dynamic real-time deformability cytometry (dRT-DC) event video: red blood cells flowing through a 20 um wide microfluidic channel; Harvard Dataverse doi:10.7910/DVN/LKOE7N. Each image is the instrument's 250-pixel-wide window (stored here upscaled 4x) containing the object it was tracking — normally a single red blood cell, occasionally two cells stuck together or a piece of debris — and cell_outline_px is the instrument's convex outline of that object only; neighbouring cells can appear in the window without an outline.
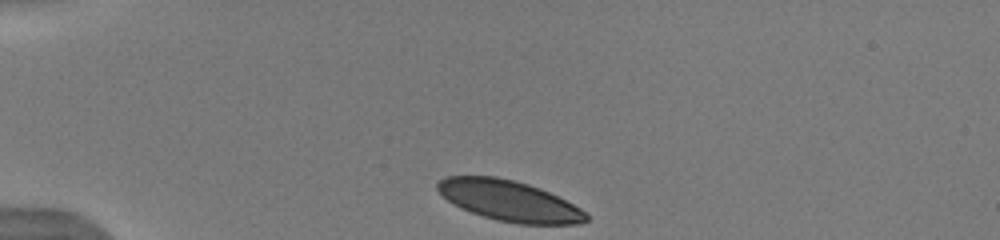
{"species": "human", "species_latin": "Homo sapiens", "temperature_condition": "warm", "stored_images_in_passage": 42, "camera_frame_rate_fps": 3000, "um_per_image_px": 0.085, "donor": {"sex": "male"}, "frame": {"image": 1, "passage_image": 1, "time_ms": 0.0, "image_size_px": [1000, 240], "cell_outline_px": [[588, 220], [580, 224], [516, 224], [496, 220], [472, 212], [448, 200], [436, 188], [436, 184], [444, 176], [496, 176], [516, 180], [540, 188], [588, 212]], "centroid_in_image_um": [43.31, 17.06], "position_along_channel_um": 41.7, "area_um2": 34.97}}
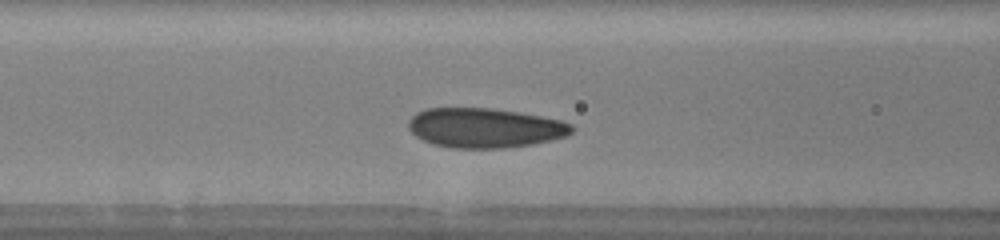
{"frame": {"image": 2, "passage_image": 13, "time_ms": 3.333, "image_size_px": [1000, 240], "cell_outline_px": [[572, 132], [568, 136], [552, 140], [532, 144], [508, 148], [452, 148], [436, 144], [424, 140], [416, 136], [408, 128], [408, 120], [416, 112], [428, 108], [492, 108], [520, 112], [560, 120], [572, 124]], "centroid_in_image_um": [41.22, 10.87], "position_along_channel_um": 125.4, "area_um2": 37.8}}
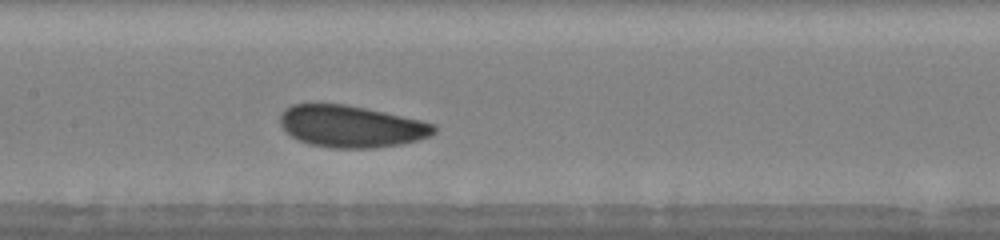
{"frame": {"image": 3, "passage_image": 17, "time_ms": 4.667, "image_size_px": [1000, 240], "cell_outline_px": [[436, 132], [432, 136], [400, 144], [376, 148], [332, 148], [308, 144], [284, 132], [280, 124], [280, 112], [284, 108], [292, 104], [344, 104], [364, 108], [420, 120], [436, 124]], "centroid_in_image_um": [29.82, 10.75], "position_along_channel_um": 177.6, "area_um2": 37.63}, "authors_computed_cell_mechanics": {"area_um2": 37.281, "velocity_mm_per_s": 3.9098, "shape_relaxation_time_tau1_ms": 3.067, "shape_relaxation_time_tau2_ms": null, "deformation_change_tau1": 0.0856, "deformation_change_tau2": null}}